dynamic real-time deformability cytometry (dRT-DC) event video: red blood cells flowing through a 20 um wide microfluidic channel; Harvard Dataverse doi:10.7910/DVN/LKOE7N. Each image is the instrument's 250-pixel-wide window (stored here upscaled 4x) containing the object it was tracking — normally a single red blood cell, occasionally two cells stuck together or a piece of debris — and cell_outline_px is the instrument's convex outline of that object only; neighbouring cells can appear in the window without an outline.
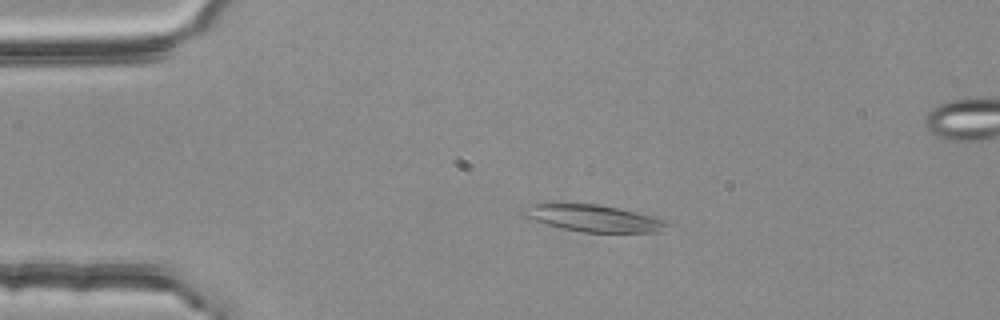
{"species": "common noctule bat (a hibernating species)", "species_latin": "Nyctalus noctula", "temperature_condition": "room temperature", "stored_images_in_passage": 4, "camera_frame_rate_fps": 3000, "um_per_image_px": 0.085, "animal": {"sex": "female", "body_mass_g": 25.1}, "frame": {"image": 1, "passage_image": 2, "time_ms": 0.333, "image_size_px": [1000, 320], "cell_outline_px": [[680, 224], [660, 232], [584, 232], [560, 228], [532, 220], [520, 216], [516, 212], [520, 208], [532, 204], [556, 200], [596, 204], [620, 208], [668, 220]], "centroid_in_image_um": [50.4, 18.51], "position_along_channel_um": 34.6, "area_um2": 24.1}}